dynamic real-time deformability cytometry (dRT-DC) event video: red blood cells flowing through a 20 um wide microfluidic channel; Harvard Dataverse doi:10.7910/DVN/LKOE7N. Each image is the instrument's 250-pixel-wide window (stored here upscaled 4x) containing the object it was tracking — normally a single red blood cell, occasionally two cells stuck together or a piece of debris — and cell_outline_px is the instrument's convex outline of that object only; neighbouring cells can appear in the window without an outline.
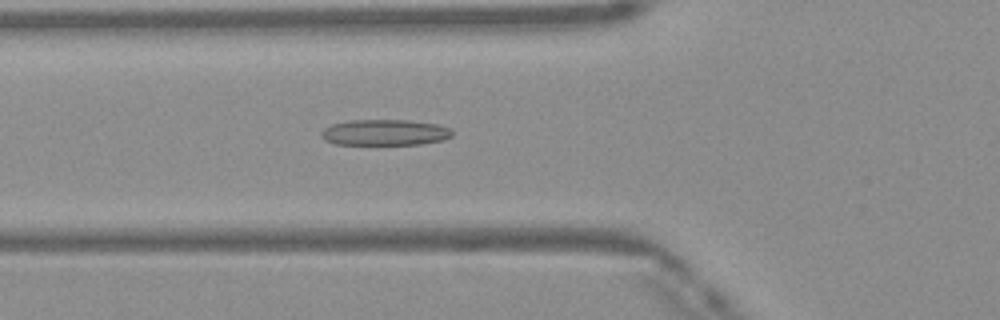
{"species": "Egyptian fruit bat (a non-hibernating species)", "species_latin": "Rousettus aegyptiacus", "temperature_condition": "warm", "stored_images_in_passage": 48, "camera_frame_rate_fps": 3000, "um_per_image_px": 0.085, "frame": {"image": 1, "passage_image": 17, "time_ms": 5.333, "image_size_px": [1000, 320], "cell_outline_px": [[452, 136], [444, 140], [420, 144], [336, 144], [324, 140], [320, 136], [320, 132], [324, 128], [332, 124], [348, 120], [408, 120], [436, 124], [452, 128]], "centroid_in_image_um": [32.7, 11.25], "position_along_channel_um": 93.1, "area_um2": 19.88}}
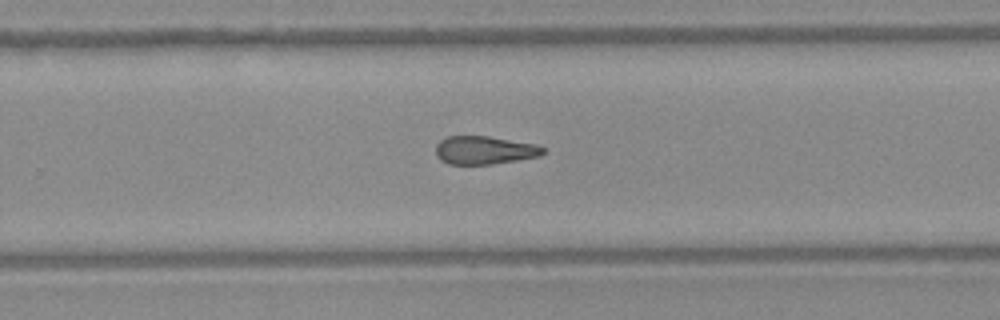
{"frame": {"image": 2, "passage_image": 31, "time_ms": 10.0, "image_size_px": [1000, 320], "cell_outline_px": [[544, 152], [540, 156], [492, 164], [448, 164], [440, 160], [436, 156], [436, 144], [444, 136], [488, 136], [536, 144], [544, 148]], "centroid_in_image_um": [41.14, 12.76], "position_along_channel_um": 288.7, "area_um2": 17.69}}
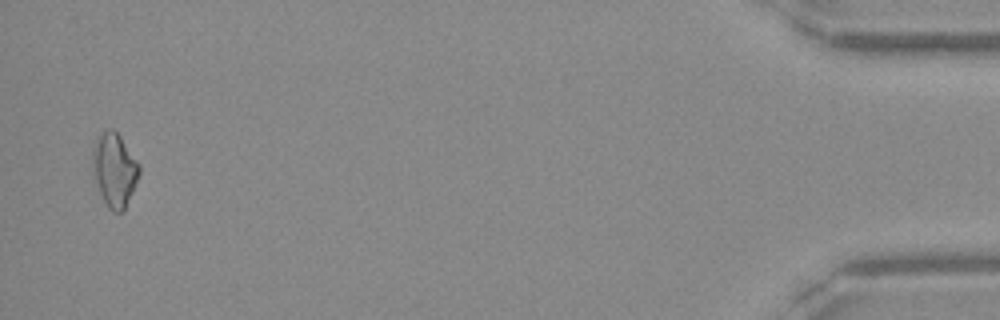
{"frame": {"image": 3, "passage_image": 47, "time_ms": 15.333, "image_size_px": [1000, 320], "cell_outline_px": [[140, 172], [124, 212], [112, 212], [108, 208], [92, 176], [92, 152], [100, 136], [108, 128], [112, 128], [120, 136], [140, 164]], "centroid_in_image_um": [9.73, 14.47], "position_along_channel_um": 425.5, "area_um2": 19.88}, "authors_computed_cell_mechanics": {"area_um2": 18.785, "velocity_mm_per_s": 4.1749, "shape_relaxation_time_tau1_ms": null, "shape_relaxation_time_tau2_ms": 4.8454, "deformation_change_tau1": null, "deformation_change_tau2": 0.1631}}